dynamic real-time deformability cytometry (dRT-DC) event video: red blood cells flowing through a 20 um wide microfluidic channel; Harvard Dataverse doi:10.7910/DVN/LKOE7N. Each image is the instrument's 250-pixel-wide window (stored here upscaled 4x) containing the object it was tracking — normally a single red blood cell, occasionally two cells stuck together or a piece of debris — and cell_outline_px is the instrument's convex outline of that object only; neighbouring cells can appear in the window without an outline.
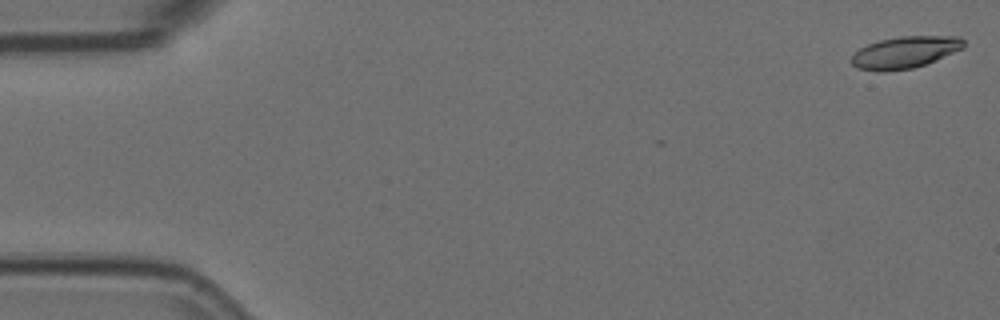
{"species": "Egyptian fruit bat (a non-hibernating species)", "species_latin": "Rousettus aegyptiacus", "temperature_condition": "room temperature", "stored_images_in_passage": 3, "camera_frame_rate_fps": 3000, "um_per_image_px": 0.085, "animal": {"sex": "female"}, "frame": {"image": 1, "passage_image": 1, "time_ms": 0.0, "image_size_px": [1000, 320], "cell_outline_px": [[964, 48], [936, 60], [912, 68], [884, 72], [876, 72], [856, 68], [852, 64], [852, 56], [860, 48], [868, 44], [880, 40], [900, 36], [960, 36], [964, 40]], "centroid_in_image_um": [76.92, 4.45], "position_along_channel_um": 8.1, "area_um2": 20.87}}